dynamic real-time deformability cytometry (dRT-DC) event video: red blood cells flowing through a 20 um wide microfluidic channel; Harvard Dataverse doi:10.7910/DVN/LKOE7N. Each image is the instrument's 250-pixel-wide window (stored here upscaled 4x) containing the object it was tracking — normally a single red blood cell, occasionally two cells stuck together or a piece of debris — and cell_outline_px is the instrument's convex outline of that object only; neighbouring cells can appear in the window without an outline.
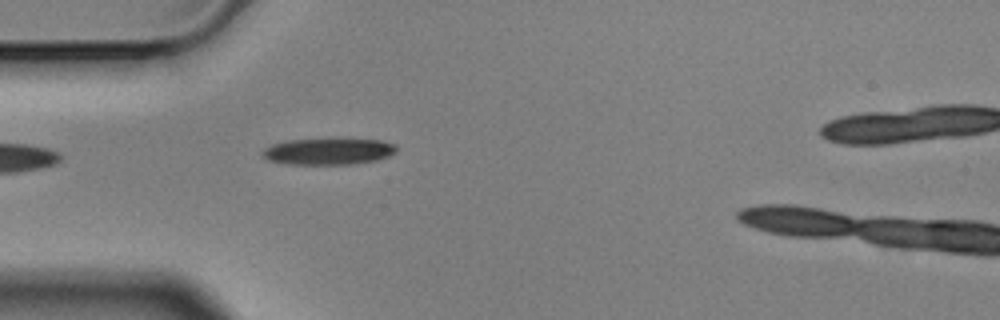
{"species": "Egyptian fruit bat (a non-hibernating species)", "species_latin": "Rousettus aegyptiacus", "temperature_condition": "cold", "stored_images_in_passage": 5, "camera_frame_rate_fps": 3000, "um_per_image_px": 0.085, "animal": {"sex": "male"}, "frame": {"image": 1, "passage_image": 4, "time_ms": 1.0, "image_size_px": [1000, 320], "cell_outline_px": [[396, 152], [388, 156], [376, 160], [352, 164], [284, 164], [268, 160], [260, 156], [260, 152], [264, 148], [272, 144], [288, 140], [340, 136], [380, 140], [396, 144]], "centroid_in_image_um": [27.89, 12.82], "position_along_channel_um": 57.1, "area_um2": 21.79}}